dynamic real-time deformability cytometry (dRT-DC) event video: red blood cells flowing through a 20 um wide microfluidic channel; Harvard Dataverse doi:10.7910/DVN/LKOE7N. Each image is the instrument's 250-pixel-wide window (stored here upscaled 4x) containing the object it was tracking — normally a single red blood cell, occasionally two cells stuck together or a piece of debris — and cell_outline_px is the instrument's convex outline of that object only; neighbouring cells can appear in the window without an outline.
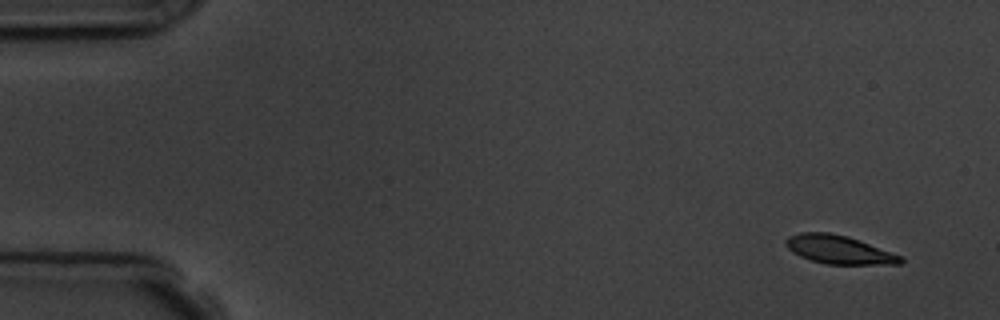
{"species": "common noctule bat (a hibernating species)", "species_latin": "Nyctalus noctula", "temperature_condition": "room temperature", "stored_images_in_passage": 5, "camera_frame_rate_fps": 3000, "um_per_image_px": 0.085, "animal": {"sex": "male", "body_mass_g": 19.5, "forearm_length_mm": 54.6}, "frame": {"image": 1, "passage_image": 1, "time_ms": 0.0, "image_size_px": [1000, 320], "cell_outline_px": [[904, 260], [900, 264], [828, 264], [812, 260], [800, 256], [792, 252], [784, 244], [784, 240], [788, 236], [800, 232], [828, 232], [848, 236], [904, 256]], "centroid_in_image_um": [71.31, 21.21], "position_along_channel_um": 13.7, "area_um2": 19.13}}
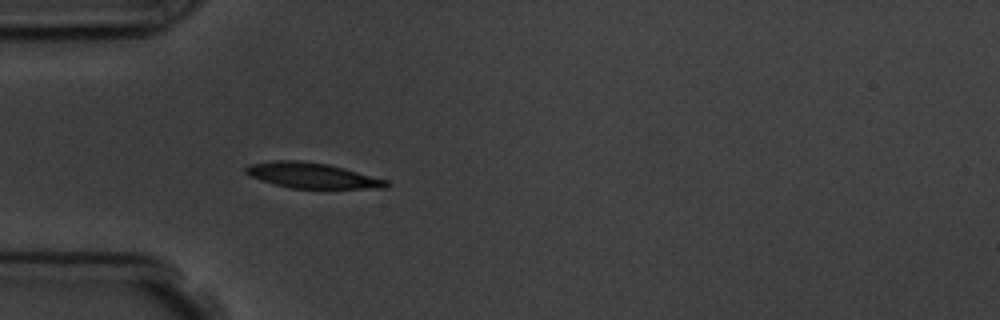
{"frame": {"image": 2, "passage_image": 5, "time_ms": 4.333, "image_size_px": [1000, 320], "cell_outline_px": [[388, 188], [292, 188], [260, 180], [244, 172], [244, 168], [248, 164], [276, 160], [300, 160], [328, 164], [344, 168], [388, 180]], "centroid_in_image_um": [26.51, 14.9], "position_along_channel_um": 58.5, "area_um2": 20.69}}